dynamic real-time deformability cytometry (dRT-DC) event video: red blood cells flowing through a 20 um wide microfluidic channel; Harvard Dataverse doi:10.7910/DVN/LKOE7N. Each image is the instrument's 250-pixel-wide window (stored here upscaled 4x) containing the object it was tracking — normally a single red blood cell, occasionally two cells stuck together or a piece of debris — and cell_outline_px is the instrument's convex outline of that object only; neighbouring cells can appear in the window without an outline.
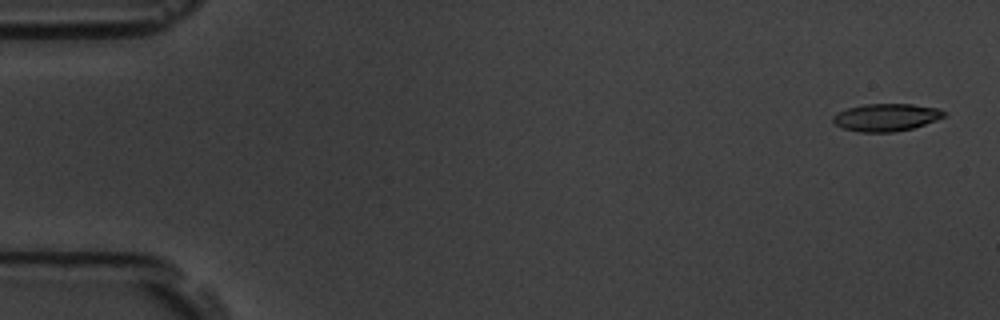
{"species": "common noctule bat (a hibernating species)", "species_latin": "Nyctalus noctula", "temperature_condition": "room temperature", "stored_images_in_passage": 8, "camera_frame_rate_fps": 3000, "um_per_image_px": 0.085, "animal": {"sex": "male", "body_mass_g": 19.5, "forearm_length_mm": 54.6}, "frame": {"image": 1, "passage_image": 1, "time_ms": 0.0, "image_size_px": [1000, 320], "cell_outline_px": [[948, 116], [912, 128], [892, 132], [860, 132], [844, 128], [836, 124], [832, 120], [832, 116], [836, 112], [848, 108], [864, 104], [912, 104], [936, 108], [948, 112]], "centroid_in_image_um": [75.34, 9.97], "position_along_channel_um": 9.7, "area_um2": 17.8}}
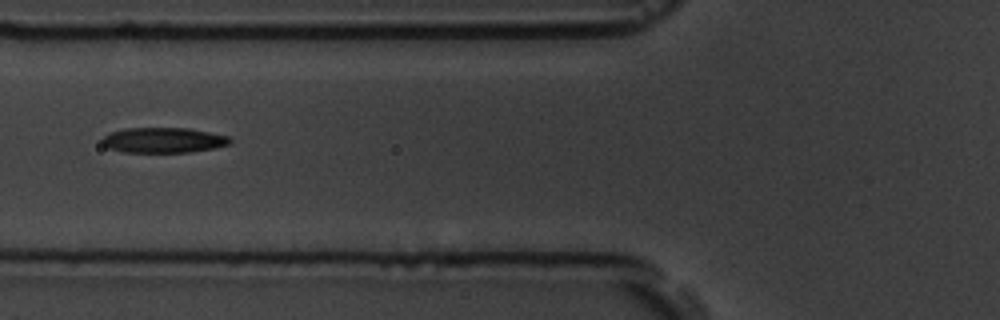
{"frame": {"image": 2, "passage_image": 6, "time_ms": 6.667, "image_size_px": [1000, 320], "cell_outline_px": [[232, 140], [228, 144], [212, 148], [188, 152], [124, 152], [108, 148], [100, 140], [104, 136], [112, 132], [124, 128], [188, 128], [228, 136]], "centroid_in_image_um": [13.85, 11.91], "position_along_channel_um": 111.9, "area_um2": 18.61}}
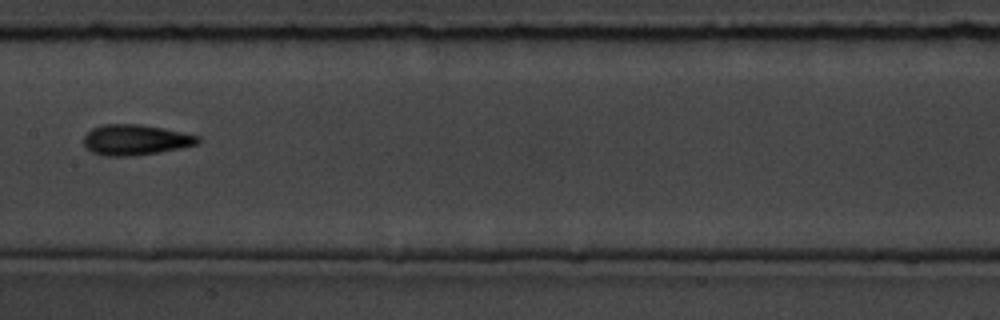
{"frame": {"image": 3, "passage_image": 8, "time_ms": 9.0, "image_size_px": [1000, 320], "cell_outline_px": [[200, 140], [196, 144], [180, 148], [160, 152], [132, 156], [104, 156], [92, 152], [84, 148], [84, 136], [92, 128], [100, 124], [140, 124], [164, 128], [200, 136]], "centroid_in_image_um": [11.48, 11.88], "position_along_channel_um": 195.9, "area_um2": 20.46}}